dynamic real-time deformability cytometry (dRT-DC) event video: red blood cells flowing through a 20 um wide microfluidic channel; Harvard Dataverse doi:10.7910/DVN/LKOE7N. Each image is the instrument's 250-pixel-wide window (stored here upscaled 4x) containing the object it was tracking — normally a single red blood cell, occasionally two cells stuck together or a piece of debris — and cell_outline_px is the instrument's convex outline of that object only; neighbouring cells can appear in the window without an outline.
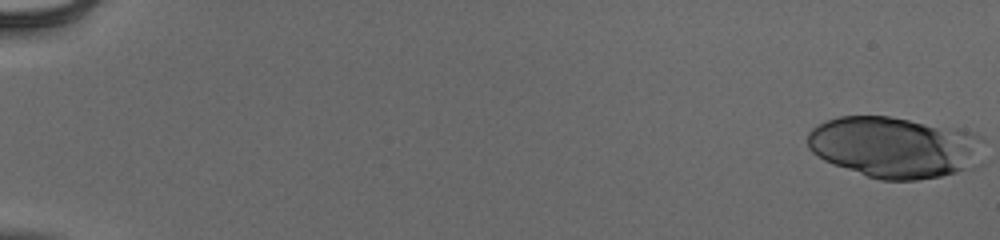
{"species": "human", "species_latin": "Homo sapiens", "temperature_condition": "cold", "stored_images_in_passage": 54, "camera_frame_rate_fps": 3000, "um_per_image_px": 0.085, "donor": {"sex": "male"}, "frame": {"image": 1, "passage_image": 1, "time_ms": 0.0, "image_size_px": [1000, 240], "cell_outline_px": [[984, 164], [976, 168], [940, 176], [916, 180], [880, 180], [868, 176], [824, 160], [812, 152], [808, 148], [808, 132], [812, 128], [828, 120], [840, 116], [888, 116], [968, 132], [980, 136], [984, 140]], "centroid_in_image_um": [76.11, 12.54], "position_along_channel_um": 8.9, "area_um2": 62.89}}
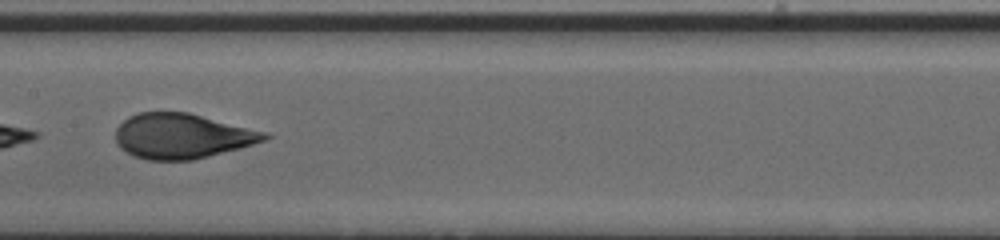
{"frame": {"image": 2, "passage_image": 31, "time_ms": 10.0, "image_size_px": [1000, 240], "cell_outline_px": [[272, 136], [264, 140], [240, 148], [192, 160], [148, 160], [136, 156], [120, 148], [116, 144], [116, 128], [128, 116], [136, 112], [188, 112], [268, 132]], "centroid_in_image_um": [15.47, 11.55], "position_along_channel_um": 191.9, "area_um2": 39.07}}
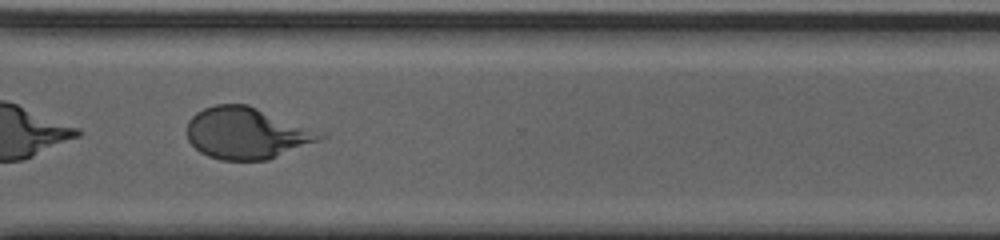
{"frame": {"image": 3, "passage_image": 43, "time_ms": 14.0, "image_size_px": [1000, 240], "cell_outline_px": [[328, 136], [320, 140], [268, 160], [220, 160], [208, 156], [200, 152], [188, 140], [188, 120], [196, 112], [204, 108], [216, 104], [248, 104]], "centroid_in_image_um": [20.91, 11.33], "position_along_channel_um": 349.7, "area_um2": 39.42}, "authors_computed_cell_mechanics": {"area_um2": 40.2577, "velocity_mm_per_s": 3.9514, "shape_relaxation_time_tau1_ms": 3.9533, "shape_relaxation_time_tau2_ms": null, "deformation_change_tau1": 0.1797, "deformation_change_tau2": null}}